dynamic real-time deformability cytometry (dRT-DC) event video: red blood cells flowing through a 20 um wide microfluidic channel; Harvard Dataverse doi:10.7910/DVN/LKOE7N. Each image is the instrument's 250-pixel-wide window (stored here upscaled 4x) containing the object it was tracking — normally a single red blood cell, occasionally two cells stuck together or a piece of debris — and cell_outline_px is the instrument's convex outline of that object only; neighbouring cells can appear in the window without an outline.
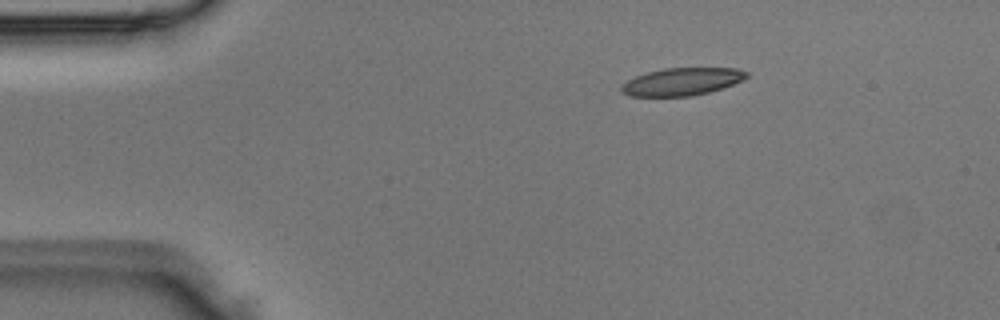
{"species": "Egyptian fruit bat (a non-hibernating species)", "species_latin": "Rousettus aegyptiacus", "temperature_condition": "room temperature", "stored_images_in_passage": 3, "camera_frame_rate_fps": 3000, "um_per_image_px": 0.085, "animal": {"sex": "male"}, "frame": {"image": 1, "passage_image": 2, "time_ms": 0.333, "image_size_px": [1000, 320], "cell_outline_px": [[748, 76], [732, 84], [708, 92], [692, 96], [628, 96], [620, 92], [620, 88], [628, 80], [636, 76], [648, 72], [664, 68], [736, 68], [748, 72]], "centroid_in_image_um": [57.93, 6.94], "position_along_channel_um": 27.1, "area_um2": 19.88}}